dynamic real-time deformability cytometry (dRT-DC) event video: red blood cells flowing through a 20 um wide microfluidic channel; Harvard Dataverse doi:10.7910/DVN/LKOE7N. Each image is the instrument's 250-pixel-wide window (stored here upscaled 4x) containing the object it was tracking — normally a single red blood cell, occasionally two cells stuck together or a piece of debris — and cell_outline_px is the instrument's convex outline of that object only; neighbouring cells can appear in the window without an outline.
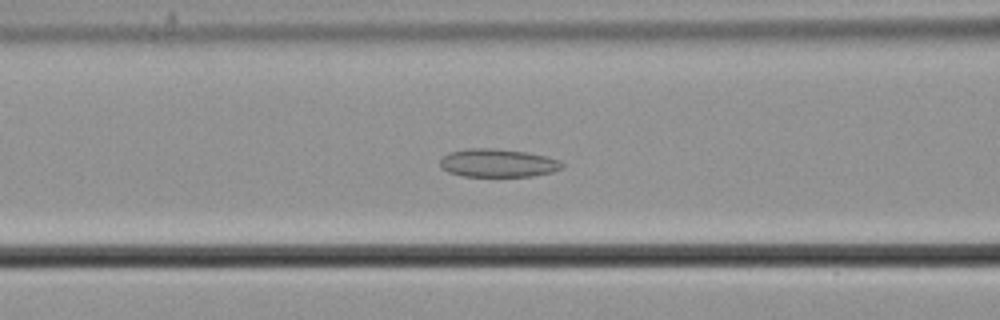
{"species": "common noctule bat (a hibernating species)", "species_latin": "Nyctalus noctula", "temperature_condition": "cold", "stored_images_in_passage": 58, "camera_frame_rate_fps": 3000, "um_per_image_px": 0.085, "animal": {"sex": "male", "body_mass_g": 21.5, "forearm_length_mm": 52.0}, "frame": {"image": 1, "passage_image": 24, "time_ms": 7.667, "image_size_px": [1000, 320], "cell_outline_px": [[564, 168], [552, 172], [532, 176], [464, 176], [448, 172], [440, 168], [440, 160], [448, 152], [468, 148], [496, 148], [524, 152], [544, 156], [560, 160], [564, 164]], "centroid_in_image_um": [42.31, 13.85], "position_along_channel_um": 124.3, "area_um2": 20.11}}
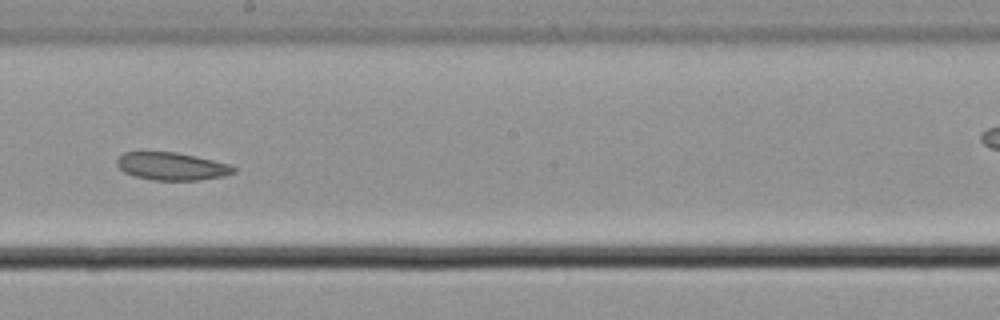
{"frame": {"image": 2, "passage_image": 33, "time_ms": 10.667, "image_size_px": [1000, 320], "cell_outline_px": [[236, 172], [224, 176], [196, 180], [152, 180], [136, 176], [124, 172], [116, 164], [116, 160], [124, 152], [176, 152], [232, 164], [236, 168]], "centroid_in_image_um": [14.63, 14.13], "position_along_channel_um": 233.6, "area_um2": 18.84}}
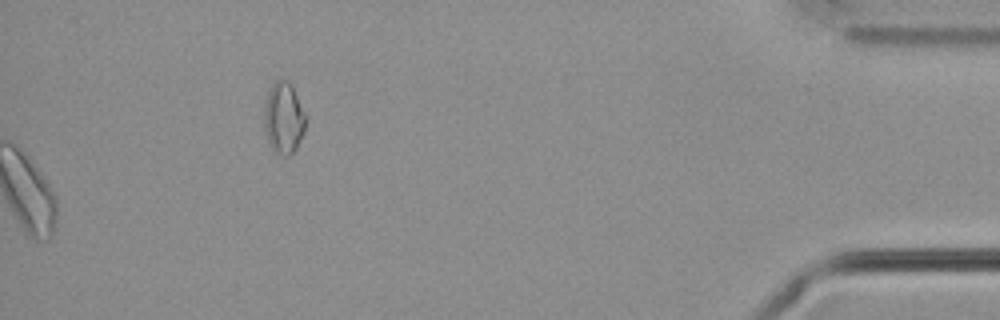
{"frame": {"image": 3, "passage_image": 58, "time_ms": 19.0, "image_size_px": [1000, 320], "cell_outline_px": [[308, 116], [304, 132], [296, 148], [288, 156], [276, 156], [268, 140], [264, 128], [264, 104], [268, 92], [272, 84], [276, 80], [288, 80], [292, 84]], "centroid_in_image_um": [24.14, 10.03], "position_along_channel_um": 411.1, "area_um2": 17.8}}